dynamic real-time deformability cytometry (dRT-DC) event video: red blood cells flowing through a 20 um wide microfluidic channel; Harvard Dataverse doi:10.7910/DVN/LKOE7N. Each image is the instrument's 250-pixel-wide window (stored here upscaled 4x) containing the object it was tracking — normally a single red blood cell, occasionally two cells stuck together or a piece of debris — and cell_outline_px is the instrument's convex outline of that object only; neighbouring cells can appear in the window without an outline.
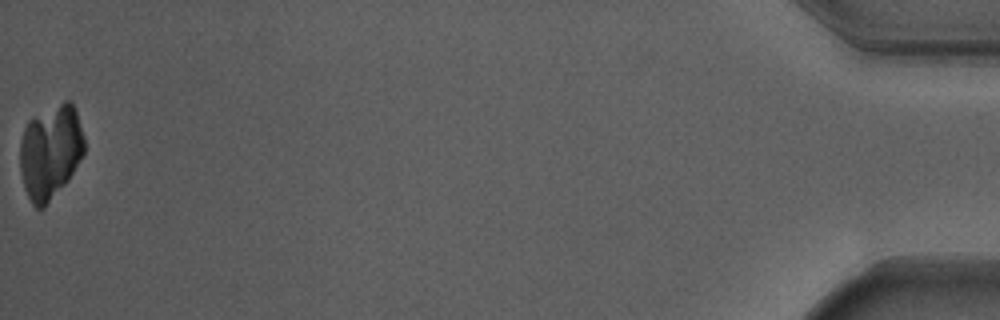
{"species": "Egyptian fruit bat (a non-hibernating species)", "species_latin": "Rousettus aegyptiacus", "temperature_condition": "warm", "stored_images_in_passage": 41, "camera_frame_rate_fps": 3000, "um_per_image_px": 0.085, "animal": {"sex": "male"}, "frame": {"image": 1, "passage_image": 41, "time_ms": 13.333, "image_size_px": [1000, 320], "cell_outline_px": [[84, 152], [68, 180], [44, 208], [36, 208], [32, 204], [24, 188], [20, 172], [20, 140], [24, 128], [28, 120], [64, 100], [68, 100], [72, 104], [76, 112], [84, 136]], "centroid_in_image_um": [4.26, 12.91], "position_along_channel_um": 430.9, "area_um2": 35.14}}